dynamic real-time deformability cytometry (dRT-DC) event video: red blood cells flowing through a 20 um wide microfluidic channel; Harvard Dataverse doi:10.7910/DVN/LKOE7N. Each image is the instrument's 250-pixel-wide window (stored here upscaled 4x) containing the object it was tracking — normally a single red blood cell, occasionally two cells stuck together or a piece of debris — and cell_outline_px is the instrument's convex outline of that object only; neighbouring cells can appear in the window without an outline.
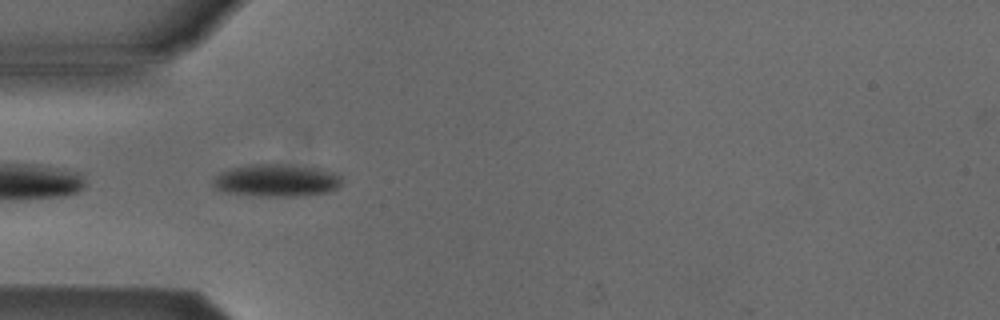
{"species": "Egyptian fruit bat (a non-hibernating species)", "species_latin": "Rousettus aegyptiacus", "temperature_condition": "cold", "stored_images_in_passage": 39, "camera_frame_rate_fps": 3000, "um_per_image_px": 0.085, "animal": {"sex": "male"}, "frame": {"image": 1, "passage_image": 2, "time_ms": 0.333, "image_size_px": [1000, 320], "cell_outline_px": [[344, 180], [336, 188], [328, 192], [300, 196], [256, 196], [224, 192], [216, 188], [212, 184], [212, 180], [220, 172], [232, 168], [252, 164], [280, 164], [320, 168], [332, 172], [340, 176]], "centroid_in_image_um": [23.49, 15.34], "position_along_channel_um": 61.5, "area_um2": 24.39}}
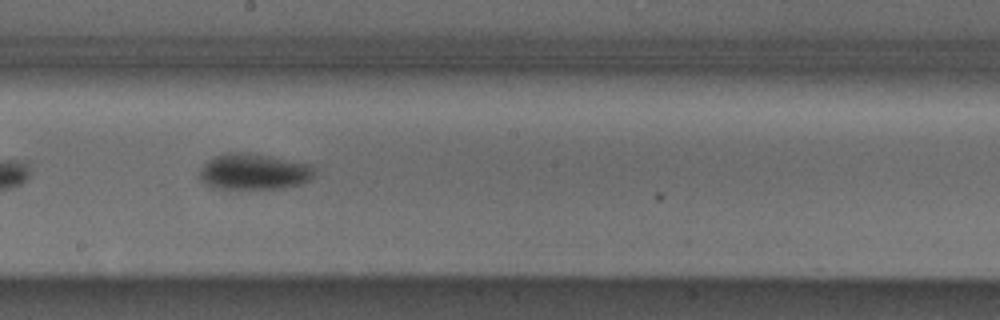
{"frame": {"image": 2, "passage_image": 15, "time_ms": 4.667, "image_size_px": [1000, 320], "cell_outline_px": [[316, 172], [308, 180], [300, 184], [284, 188], [212, 188], [204, 184], [200, 180], [200, 168], [208, 160], [216, 156], [228, 152], [248, 152], [308, 164]], "centroid_in_image_um": [21.52, 14.59], "position_along_channel_um": 226.7, "area_um2": 23.87}}
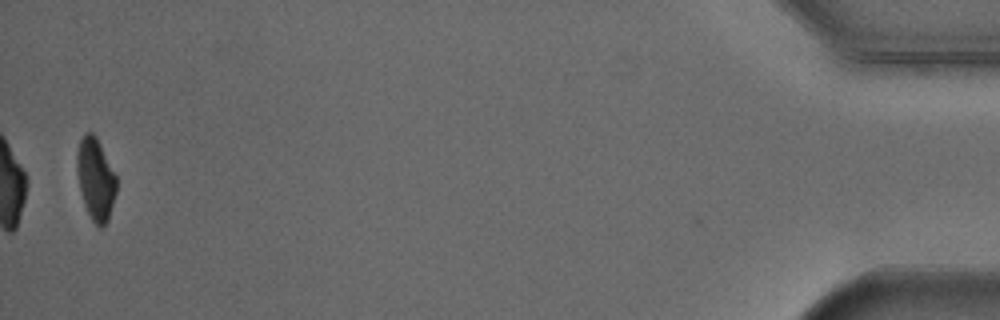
{"frame": {"image": 3, "passage_image": 38, "time_ms": 12.333, "image_size_px": [1000, 320], "cell_outline_px": [[116, 192], [108, 220], [104, 228], [100, 228], [92, 220], [84, 204], [80, 192], [76, 168], [76, 156], [80, 140], [88, 132], [92, 132], [96, 136], [116, 176]], "centroid_in_image_um": [8.12, 15.25], "position_along_channel_um": 427.1, "area_um2": 18.73}, "authors_computed_cell_mechanics": {"area_um2": 22.8888, "velocity_mm_per_s": 3.8591, "shape_relaxation_time_tau1_ms": 3.3992, "shape_relaxation_time_tau2_ms": null, "deformation_change_tau1": 0.113, "deformation_change_tau2": null}}